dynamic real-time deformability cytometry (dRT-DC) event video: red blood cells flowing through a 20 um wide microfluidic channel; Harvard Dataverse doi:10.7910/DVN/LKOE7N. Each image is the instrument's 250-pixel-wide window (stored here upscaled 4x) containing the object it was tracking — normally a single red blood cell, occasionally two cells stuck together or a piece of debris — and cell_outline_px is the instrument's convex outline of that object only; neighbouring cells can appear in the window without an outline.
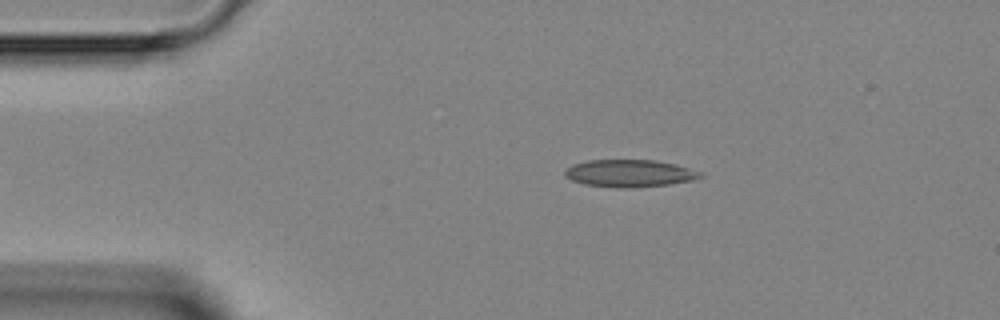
{"species": "Egyptian fruit bat (a non-hibernating species)", "species_latin": "Rousettus aegyptiacus", "temperature_condition": "room temperature", "stored_images_in_passage": 3, "camera_frame_rate_fps": 3000, "um_per_image_px": 0.085, "animal": {"sex": "female"}, "frame": {"image": 1, "passage_image": 3, "time_ms": 2.333, "image_size_px": [1000, 320], "cell_outline_px": [[704, 176], [692, 180], [668, 184], [628, 188], [616, 188], [584, 184], [572, 180], [564, 176], [564, 168], [572, 164], [588, 160], [656, 160], [676, 164], [704, 172]], "centroid_in_image_um": [53.5, 14.72], "position_along_channel_um": 31.5, "area_um2": 21.79}}